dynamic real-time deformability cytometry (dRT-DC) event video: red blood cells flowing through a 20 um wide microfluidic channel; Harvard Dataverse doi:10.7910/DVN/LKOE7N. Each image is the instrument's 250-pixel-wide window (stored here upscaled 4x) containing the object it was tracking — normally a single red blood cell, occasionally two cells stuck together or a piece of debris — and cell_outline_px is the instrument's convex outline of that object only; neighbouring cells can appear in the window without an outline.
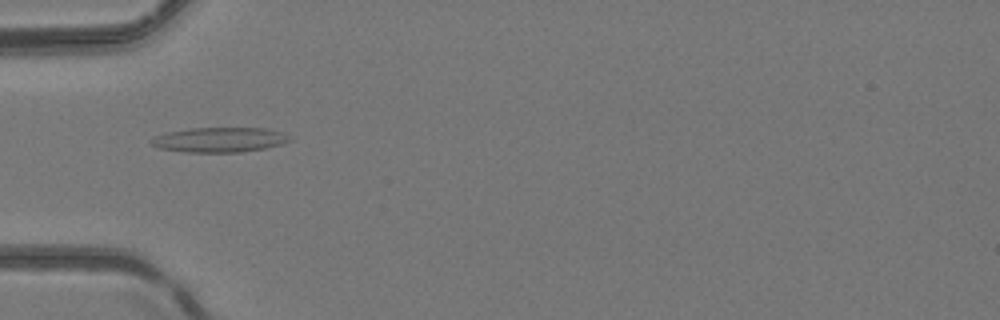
{"species": "common noctule bat (a hibernating species)", "species_latin": "Nyctalus noctula", "temperature_condition": "room temperature", "stored_images_in_passage": 34, "camera_frame_rate_fps": 3000, "um_per_image_px": 0.085, "animal": {"sex": "female", "body_mass_g": 24.6, "forearm_length_mm": 56.2}, "frame": {"image": 1, "passage_image": 1, "time_ms": 0.0, "image_size_px": [1000, 320], "cell_outline_px": [[292, 140], [268, 148], [240, 152], [184, 152], [160, 148], [152, 144], [148, 140], [152, 136], [168, 132], [188, 128], [268, 128], [284, 132]], "centroid_in_image_um": [18.65, 11.87], "position_along_channel_um": 66.3, "area_um2": 20.23}}
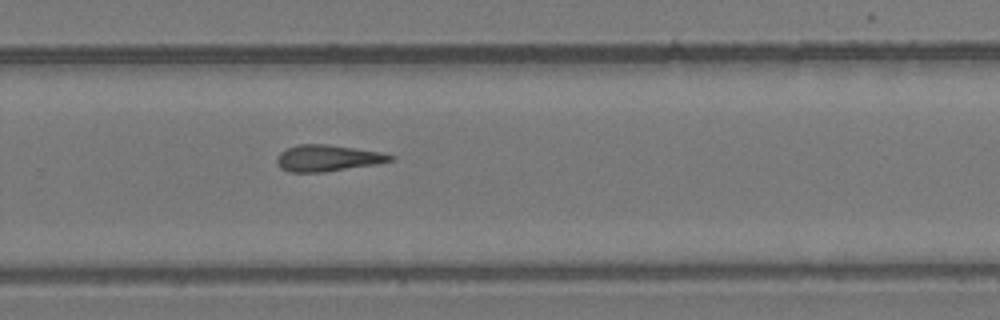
{"frame": {"image": 2, "passage_image": 18, "time_ms": 5.667, "image_size_px": [1000, 320], "cell_outline_px": [[396, 156], [392, 160], [376, 164], [324, 172], [288, 172], [280, 168], [276, 164], [276, 156], [280, 152], [296, 144], [328, 144], [380, 152]], "centroid_in_image_um": [27.79, 13.44], "position_along_channel_um": 302.0, "area_um2": 17.51}}
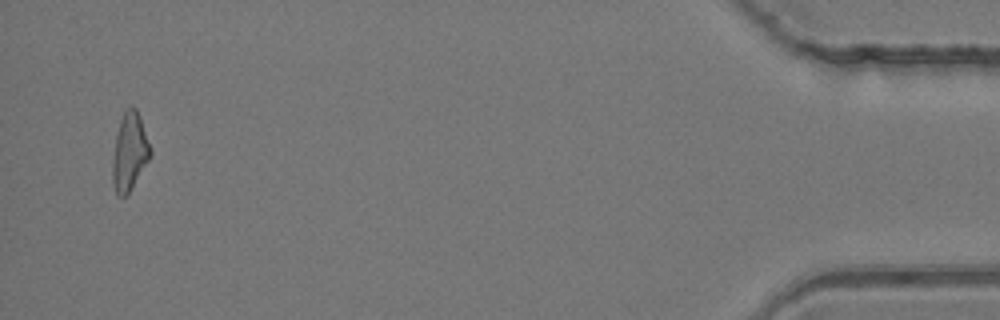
{"frame": {"image": 3, "passage_image": 33, "time_ms": 10.667, "image_size_px": [1000, 320], "cell_outline_px": [[152, 156], [128, 192], [124, 196], [116, 196], [112, 180], [112, 160], [116, 136], [120, 120], [124, 108], [136, 108], [140, 116], [152, 148]], "centroid_in_image_um": [11.02, 12.89], "position_along_channel_um": 424.2, "area_um2": 17.22}}